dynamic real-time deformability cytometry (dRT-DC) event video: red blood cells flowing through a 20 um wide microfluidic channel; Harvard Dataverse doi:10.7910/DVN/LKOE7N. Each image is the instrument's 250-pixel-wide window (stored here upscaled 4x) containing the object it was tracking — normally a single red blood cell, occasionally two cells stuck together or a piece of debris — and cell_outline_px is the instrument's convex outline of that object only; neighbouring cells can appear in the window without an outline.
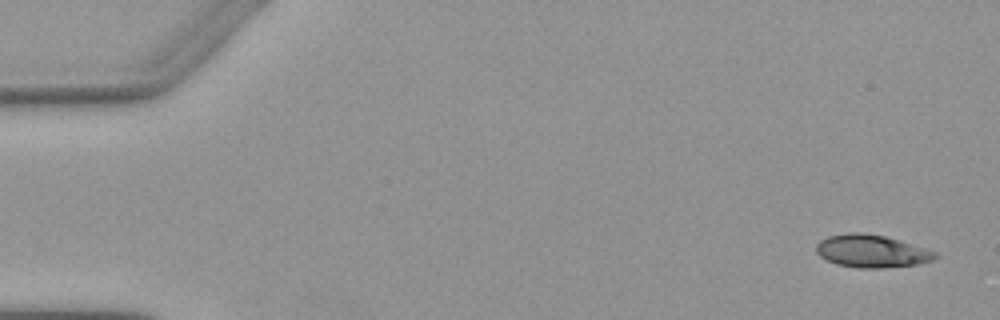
{"species": "Egyptian fruit bat (a non-hibernating species)", "species_latin": "Rousettus aegyptiacus", "temperature_condition": "warm", "stored_images_in_passage": 5, "camera_frame_rate_fps": 3000, "um_per_image_px": 0.085, "animal": {"sex": "female"}, "frame": {"image": 1, "passage_image": 1, "time_ms": 0.0, "image_size_px": [1000, 320], "cell_outline_px": [[940, 256], [932, 260], [916, 264], [880, 268], [856, 268], [836, 264], [820, 256], [816, 252], [816, 244], [820, 240], [828, 236], [852, 232], [860, 232], [884, 236], [924, 248], [936, 252]], "centroid_in_image_um": [74.05, 21.35], "position_along_channel_um": 10.9, "area_um2": 22.43}}
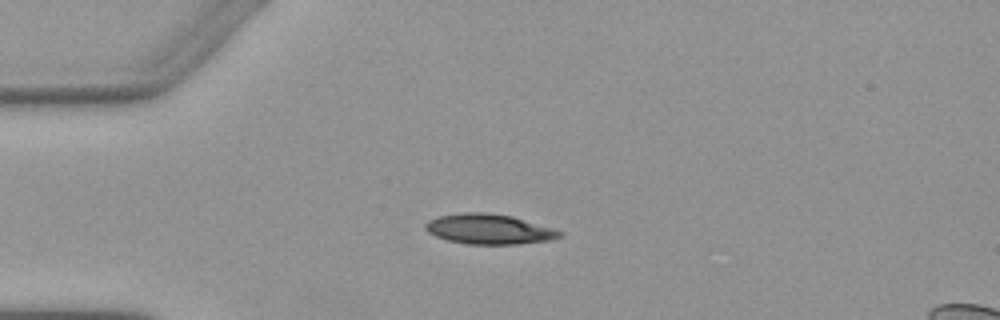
{"frame": {"image": 2, "passage_image": 4, "time_ms": 3.667, "image_size_px": [1000, 320], "cell_outline_px": [[564, 236], [552, 240], [516, 244], [468, 244], [448, 240], [436, 236], [428, 232], [424, 228], [424, 224], [428, 220], [440, 216], [464, 212], [488, 212], [512, 216], [552, 228], [564, 232]], "centroid_in_image_um": [41.58, 19.47], "position_along_channel_um": 43.4, "area_um2": 23.58}}